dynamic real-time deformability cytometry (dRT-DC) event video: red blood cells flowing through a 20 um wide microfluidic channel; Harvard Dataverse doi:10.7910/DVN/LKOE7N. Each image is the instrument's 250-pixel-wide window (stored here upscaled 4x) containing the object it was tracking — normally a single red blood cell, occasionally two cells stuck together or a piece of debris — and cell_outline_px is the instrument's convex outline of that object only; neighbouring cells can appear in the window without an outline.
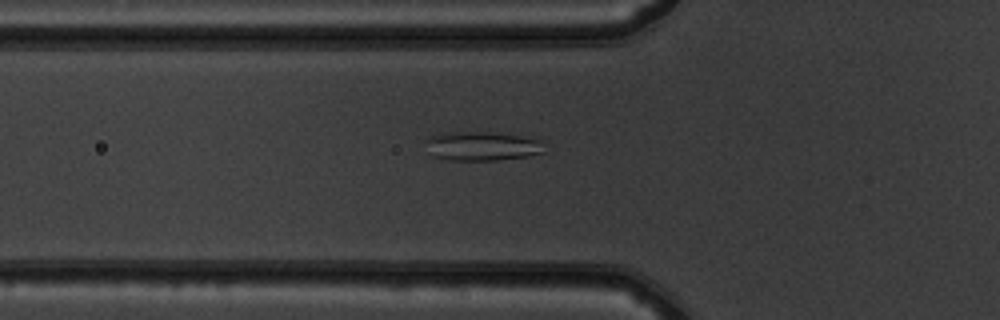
{"species": "common noctule bat (a hibernating species)", "species_latin": "Nyctalus noctula", "temperature_condition": "warm", "stored_images_in_passage": 38, "camera_frame_rate_fps": 3000, "um_per_image_px": 0.085, "animal": {"sex": "male", "body_mass_g": 19.5, "forearm_length_mm": 54.6}, "frame": {"image": 1, "passage_image": 7, "time_ms": 2.0, "image_size_px": [1000, 320], "cell_outline_px": [[544, 152], [528, 156], [496, 160], [448, 160], [436, 156], [424, 140], [428, 136], [440, 132], [484, 132], [520, 136], [544, 140]], "centroid_in_image_um": [41.01, 12.41], "position_along_channel_um": 84.8, "area_um2": 20.0}}
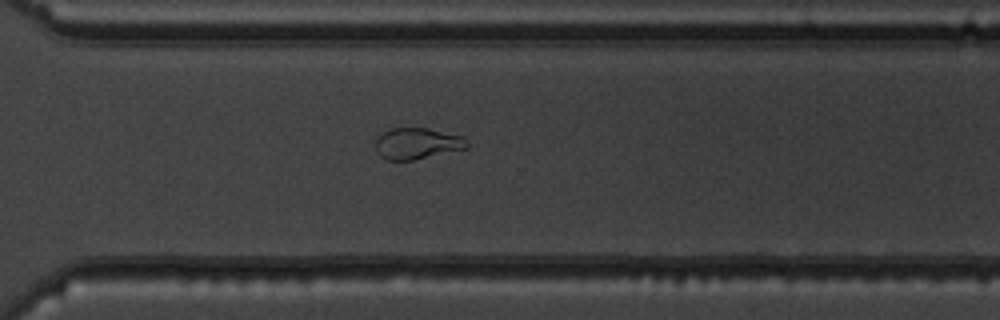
{"frame": {"image": 2, "passage_image": 26, "time_ms": 8.333, "image_size_px": [1000, 320], "cell_outline_px": [[468, 148], [412, 160], [388, 160], [380, 156], [376, 152], [376, 140], [384, 132], [392, 128], [428, 128], [464, 136], [468, 144]], "centroid_in_image_um": [35.48, 12.2], "position_along_channel_um": 335.1, "area_um2": 16.59}}
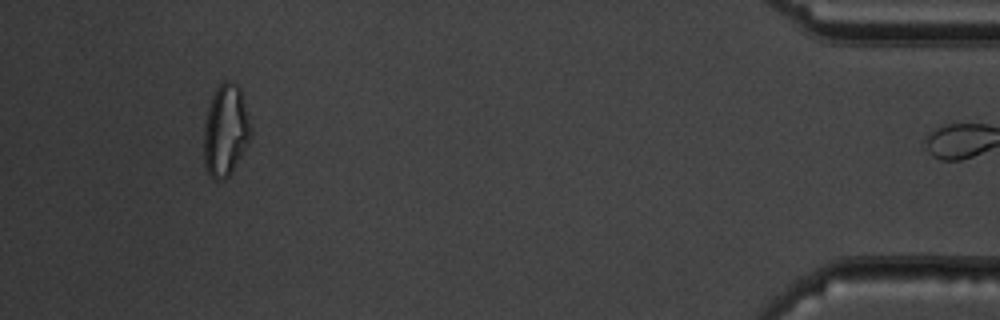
{"frame": {"image": 3, "passage_image": 37, "time_ms": 12.0, "image_size_px": [1000, 320], "cell_outline_px": [[252, 132], [232, 172], [224, 180], [212, 180], [204, 164], [204, 124], [208, 108], [212, 96], [216, 88], [224, 80], [228, 80], [236, 84], [240, 88]], "centroid_in_image_um": [19.15, 11.1], "position_along_channel_um": 416.1, "area_um2": 24.8}}